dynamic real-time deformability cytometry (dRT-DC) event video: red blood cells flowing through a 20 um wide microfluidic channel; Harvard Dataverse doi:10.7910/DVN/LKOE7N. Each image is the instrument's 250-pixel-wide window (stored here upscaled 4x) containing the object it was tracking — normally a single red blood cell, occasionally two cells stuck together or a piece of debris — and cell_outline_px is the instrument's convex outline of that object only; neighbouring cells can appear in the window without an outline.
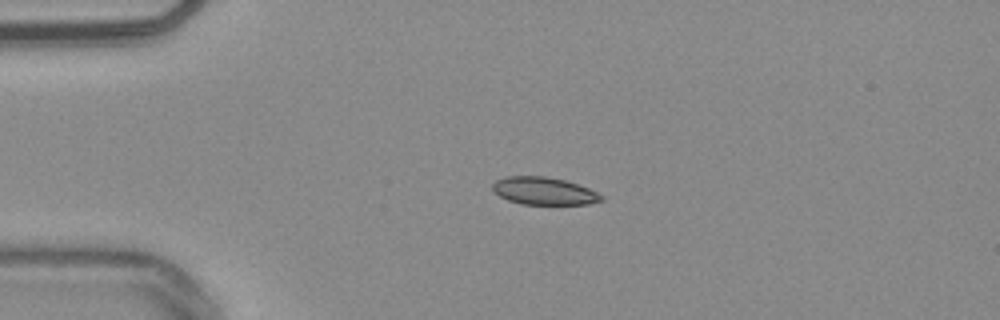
{"species": "common noctule bat (a hibernating species)", "species_latin": "Nyctalus noctula", "temperature_condition": "warm", "stored_images_in_passage": 42, "camera_frame_rate_fps": 3000, "um_per_image_px": 0.085, "animal": {"sex": "male", "body_mass_g": 20.4}, "frame": {"image": 1, "passage_image": 1, "time_ms": 0.0, "image_size_px": [1000, 320], "cell_outline_px": [[604, 200], [588, 204], [520, 204], [508, 200], [492, 192], [492, 184], [496, 180], [504, 176], [544, 176], [564, 180], [588, 188], [604, 196]], "centroid_in_image_um": [46.2, 16.23], "position_along_channel_um": 38.8, "area_um2": 17.51}}
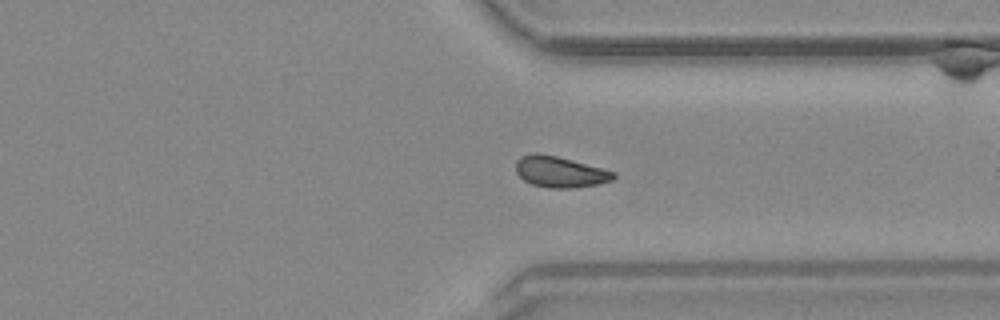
{"frame": {"image": 2, "passage_image": 29, "time_ms": 9.333, "image_size_px": [1000, 320], "cell_outline_px": [[616, 176], [612, 180], [600, 184], [572, 188], [548, 188], [532, 184], [524, 180], [516, 172], [516, 160], [520, 156], [532, 152], [536, 152], [556, 156], [604, 168], [616, 172]], "centroid_in_image_um": [47.6, 14.6], "position_along_channel_um": 363.8, "area_um2": 17.86}}
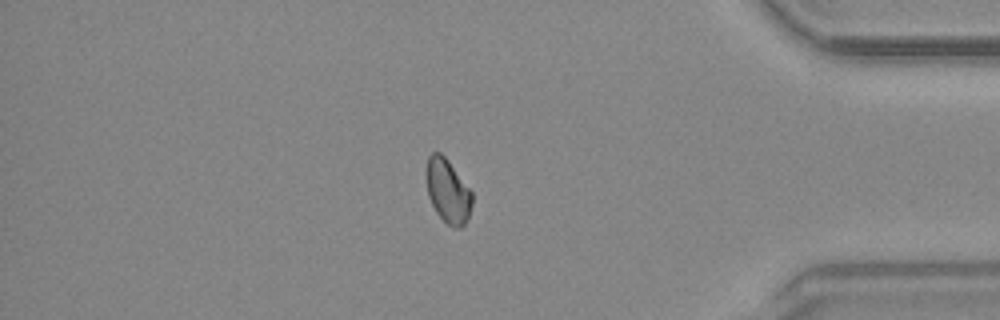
{"frame": {"image": 3, "passage_image": 34, "time_ms": 11.0, "image_size_px": [1000, 320], "cell_outline_px": [[472, 204], [468, 220], [460, 228], [452, 228], [436, 212], [428, 196], [424, 176], [424, 172], [428, 156], [432, 152], [440, 152], [448, 160], [472, 192]], "centroid_in_image_um": [38.03, 16.22], "position_along_channel_um": 397.2, "area_um2": 17.34}, "authors_computed_cell_mechanics": {"area_um2": 17.5423, "velocity_mm_per_s": 3.8244, "shape_relaxation_time_tau1_ms": null, "shape_relaxation_time_tau2_ms": 3.7113, "deformation_change_tau1": null, "deformation_change_tau2": 0.0719}}